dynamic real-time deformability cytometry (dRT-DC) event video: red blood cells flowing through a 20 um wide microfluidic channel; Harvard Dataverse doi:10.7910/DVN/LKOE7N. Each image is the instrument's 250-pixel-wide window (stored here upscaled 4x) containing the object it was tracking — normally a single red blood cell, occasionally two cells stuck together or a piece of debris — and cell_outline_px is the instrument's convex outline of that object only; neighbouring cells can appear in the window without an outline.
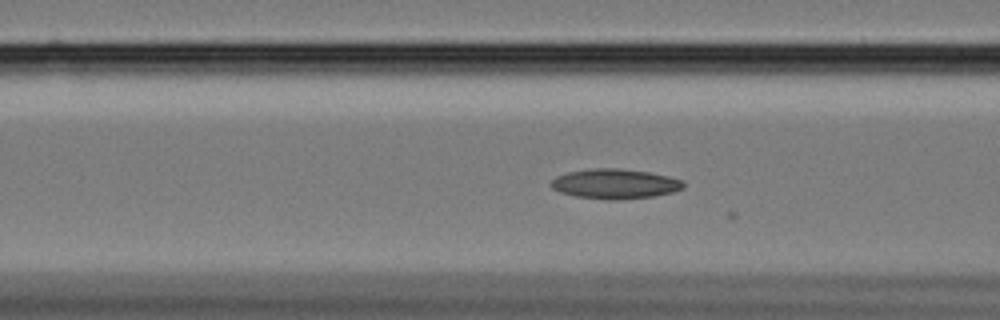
{"species": "Egyptian fruit bat (a non-hibernating species)", "species_latin": "Rousettus aegyptiacus", "temperature_condition": "cold", "stored_images_in_passage": 21, "camera_frame_rate_fps": 3000, "um_per_image_px": 0.085, "animal": {"sex": "female"}, "frame": {"image": 1, "passage_image": 15, "time_ms": 4.667, "image_size_px": [1000, 320], "cell_outline_px": [[684, 188], [672, 192], [656, 196], [620, 200], [604, 200], [576, 196], [560, 192], [552, 188], [548, 184], [556, 176], [568, 172], [592, 168], [620, 168], [648, 172], [668, 176], [684, 180]], "centroid_in_image_um": [52.27, 15.63], "position_along_channel_um": 114.3, "area_um2": 23.29}}
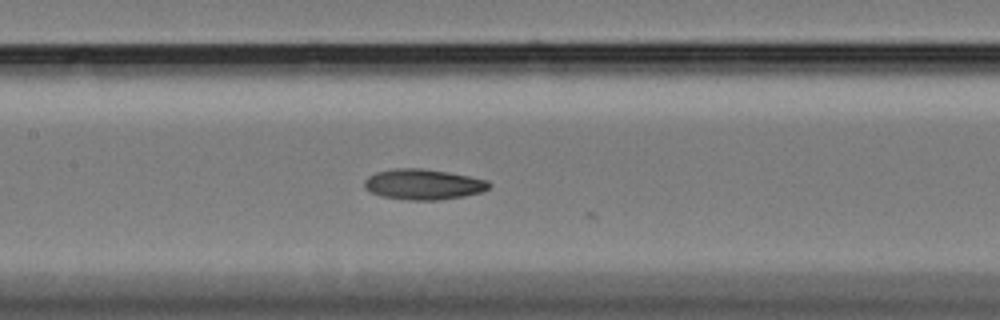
{"frame": {"image": 2, "passage_image": 20, "time_ms": 6.333, "image_size_px": [1000, 320], "cell_outline_px": [[492, 184], [488, 188], [480, 192], [464, 196], [436, 200], [412, 200], [380, 196], [364, 188], [364, 180], [368, 176], [376, 172], [396, 168], [424, 168], [448, 172], [488, 180]], "centroid_in_image_um": [35.96, 15.66], "position_along_channel_um": 171.4, "area_um2": 22.14}}